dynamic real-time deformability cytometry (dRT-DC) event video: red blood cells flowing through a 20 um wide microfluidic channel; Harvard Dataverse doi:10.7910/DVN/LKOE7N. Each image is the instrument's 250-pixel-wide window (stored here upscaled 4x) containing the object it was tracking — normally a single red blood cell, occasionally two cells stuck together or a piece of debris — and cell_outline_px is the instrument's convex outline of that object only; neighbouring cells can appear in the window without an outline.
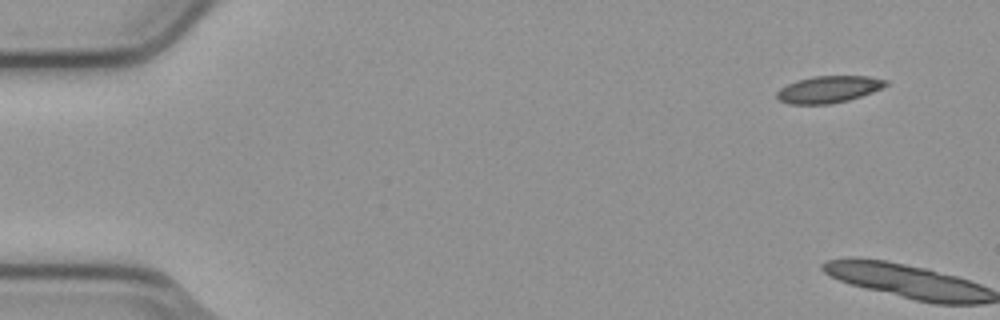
{"species": "common noctule bat (a hibernating species)", "species_latin": "Nyctalus noctula", "temperature_condition": "cold", "stored_images_in_passage": 6, "camera_frame_rate_fps": 3000, "um_per_image_px": 0.085, "animal": {"sex": "male", "body_mass_g": 23.1, "forearm_length_mm": 52.7}, "frame": {"image": 1, "passage_image": 1, "time_ms": 0.0, "image_size_px": [1000, 320], "cell_outline_px": [[888, 84], [872, 92], [848, 100], [832, 104], [788, 104], [776, 100], [776, 92], [780, 88], [796, 80], [812, 76], [868, 76], [888, 80]], "centroid_in_image_um": [70.38, 7.6], "position_along_channel_um": 14.6, "area_um2": 17.17}}